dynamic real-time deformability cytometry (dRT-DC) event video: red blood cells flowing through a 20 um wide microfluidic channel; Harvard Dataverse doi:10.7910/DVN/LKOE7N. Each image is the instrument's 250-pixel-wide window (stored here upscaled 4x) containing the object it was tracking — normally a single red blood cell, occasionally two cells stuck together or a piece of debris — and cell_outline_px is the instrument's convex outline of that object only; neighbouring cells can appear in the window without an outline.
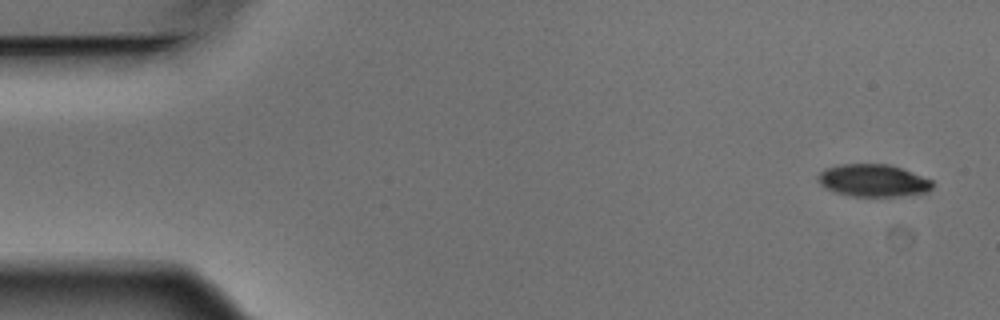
{"species": "Egyptian fruit bat (a non-hibernating species)", "species_latin": "Rousettus aegyptiacus", "temperature_condition": "warm", "stored_images_in_passage": 4, "camera_frame_rate_fps": 3000, "um_per_image_px": 0.085, "animal": {"sex": "male"}, "frame": {"image": 1, "passage_image": 1, "time_ms": 0.0, "image_size_px": [1000, 320], "cell_outline_px": [[932, 188], [928, 192], [896, 196], [852, 196], [836, 192], [820, 184], [816, 180], [820, 172], [824, 168], [840, 164], [888, 164], [900, 168], [932, 180]], "centroid_in_image_um": [74.19, 15.33], "position_along_channel_um": 10.8, "area_um2": 21.39}}
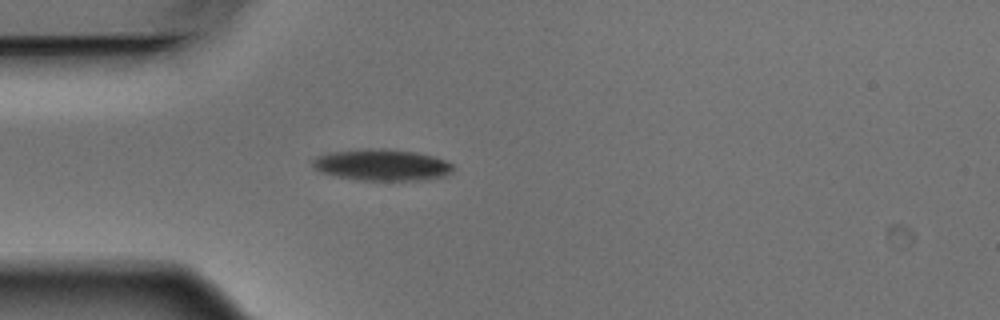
{"frame": {"image": 2, "passage_image": 4, "time_ms": 1.0, "image_size_px": [1000, 320], "cell_outline_px": [[456, 168], [452, 172], [444, 176], [428, 180], [360, 180], [336, 176], [320, 172], [312, 168], [312, 160], [316, 156], [328, 152], [364, 148], [384, 148], [416, 152], [432, 156], [444, 160], [452, 164]], "centroid_in_image_um": [32.44, 14.01], "position_along_channel_um": 52.6, "area_um2": 26.13}}